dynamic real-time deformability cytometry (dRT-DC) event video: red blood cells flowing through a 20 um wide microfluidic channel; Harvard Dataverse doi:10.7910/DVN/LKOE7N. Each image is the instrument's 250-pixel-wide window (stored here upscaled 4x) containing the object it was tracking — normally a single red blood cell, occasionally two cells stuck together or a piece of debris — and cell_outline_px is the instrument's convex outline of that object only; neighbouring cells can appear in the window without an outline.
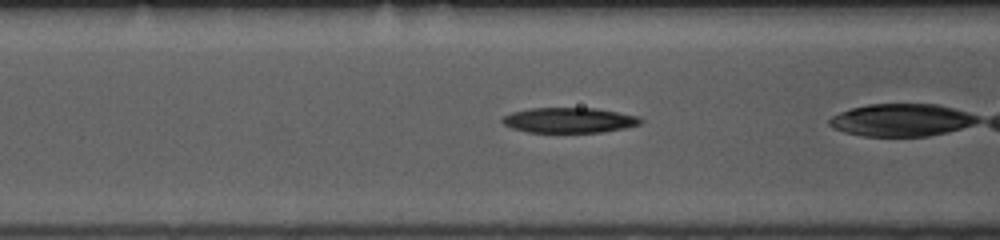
{"species": "common noctule bat (a hibernating species)", "species_latin": "Nyctalus noctula", "temperature_condition": "room temperature", "stored_images_in_passage": 11, "camera_frame_rate_fps": 3000, "um_per_image_px": 0.085, "animal": {"sex": "female", "body_mass_g": 10.0, "forearm_length_mm": 53.1}, "frame": {"image": 1, "passage_image": 5, "time_ms": 1.333, "image_size_px": [1000, 240], "cell_outline_px": [[644, 120], [640, 124], [624, 128], [600, 132], [528, 132], [512, 128], [504, 124], [500, 120], [504, 116], [512, 112], [532, 108], [596, 108], [640, 116]], "centroid_in_image_um": [48.4, 10.21], "position_along_channel_um": 118.2, "area_um2": 20.29}}
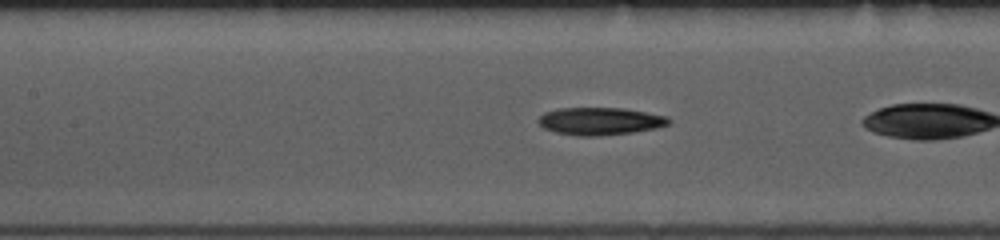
{"frame": {"image": 2, "passage_image": 8, "time_ms": 2.333, "image_size_px": [1000, 240], "cell_outline_px": [[672, 120], [668, 124], [656, 128], [632, 132], [600, 136], [580, 136], [556, 132], [544, 128], [536, 120], [544, 112], [556, 108], [624, 108], [668, 116]], "centroid_in_image_um": [51.0, 10.29], "position_along_channel_um": 156.4, "area_um2": 20.98}}